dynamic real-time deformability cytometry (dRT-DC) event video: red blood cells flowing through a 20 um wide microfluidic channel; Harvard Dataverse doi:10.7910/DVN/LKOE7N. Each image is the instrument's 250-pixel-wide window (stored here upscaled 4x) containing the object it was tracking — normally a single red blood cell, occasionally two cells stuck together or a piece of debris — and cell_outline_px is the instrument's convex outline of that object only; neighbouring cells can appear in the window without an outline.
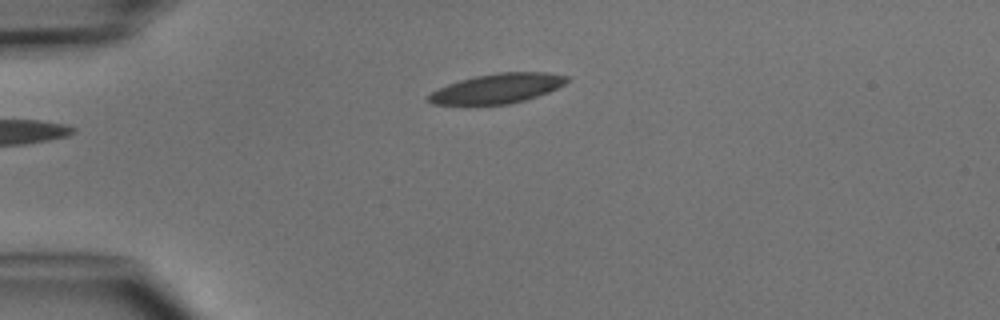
{"species": "common noctule bat (a hibernating species)", "species_latin": "Nyctalus noctula", "temperature_condition": "cold", "stored_images_in_passage": 1, "camera_frame_rate_fps": 3000, "um_per_image_px": 0.085, "animal": {"sex": "male", "body_mass_g": 15.6}, "frame": {"image": 1, "passage_image": 1, "time_ms": 0.0, "image_size_px": [1000, 320], "cell_outline_px": [[568, 80], [564, 84], [548, 92], [524, 100], [508, 104], [468, 108], [432, 104], [424, 100], [432, 92], [448, 84], [460, 80], [476, 76], [496, 72], [548, 72], [568, 76]], "centroid_in_image_um": [42.16, 7.57], "position_along_channel_um": 42.8, "area_um2": 24.8}}